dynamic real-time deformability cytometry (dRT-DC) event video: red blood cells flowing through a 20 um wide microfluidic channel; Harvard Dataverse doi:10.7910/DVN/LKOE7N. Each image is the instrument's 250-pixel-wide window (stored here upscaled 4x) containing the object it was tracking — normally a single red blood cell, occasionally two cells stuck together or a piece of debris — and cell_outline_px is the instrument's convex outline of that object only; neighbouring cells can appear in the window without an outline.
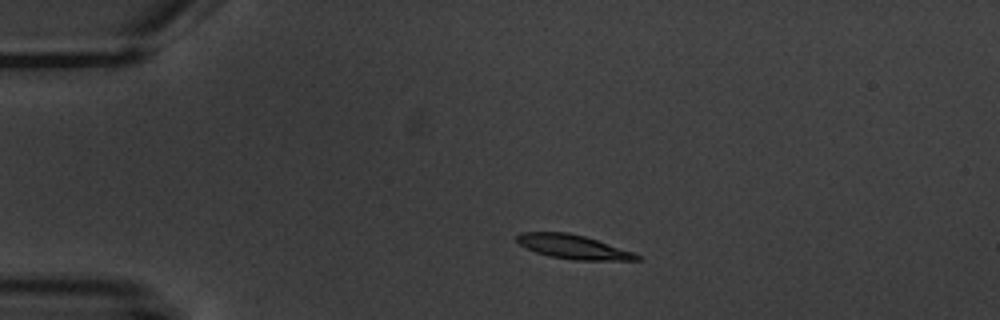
{"species": "common noctule bat (a hibernating species)", "species_latin": "Nyctalus noctula", "temperature_condition": "warm", "stored_images_in_passage": 3, "camera_frame_rate_fps": 3000, "um_per_image_px": 0.085, "animal": {"sex": "male", "body_mass_g": 20.1, "forearm_length_mm": 53.5}, "frame": {"image": 1, "passage_image": 2, "time_ms": 1.333, "image_size_px": [1000, 320], "cell_outline_px": [[640, 260], [572, 260], [548, 256], [536, 252], [520, 244], [516, 240], [516, 236], [520, 232], [568, 232], [584, 236], [632, 252], [640, 256]], "centroid_in_image_um": [48.67, 20.98], "position_along_channel_um": 36.3, "area_um2": 16.59}}